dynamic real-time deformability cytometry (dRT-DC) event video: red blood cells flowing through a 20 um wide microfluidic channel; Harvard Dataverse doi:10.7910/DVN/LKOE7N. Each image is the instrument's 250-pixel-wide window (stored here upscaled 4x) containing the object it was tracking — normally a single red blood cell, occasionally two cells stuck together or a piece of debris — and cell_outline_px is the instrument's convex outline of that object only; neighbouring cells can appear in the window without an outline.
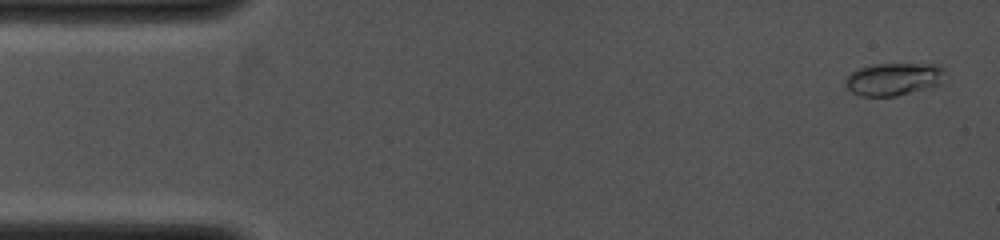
{"species": "common noctule bat (a hibernating species)", "species_latin": "Nyctalus noctula", "temperature_condition": "cold", "stored_images_in_passage": 38, "camera_frame_rate_fps": 4000, "um_per_image_px": 0.085, "animal": {"sex": "female", "body_mass_g": 19.0, "forearm_length_mm": 53.3}, "frame": {"image": 1, "passage_image": 1, "time_ms": 0.0, "image_size_px": [1000, 240], "cell_outline_px": [[948, 72], [940, 88], [896, 96], [860, 96], [852, 92], [844, 84], [844, 80], [856, 68], [872, 64], [940, 64]], "centroid_in_image_um": [76.09, 6.73], "position_along_channel_um": 8.9, "area_um2": 19.94}}
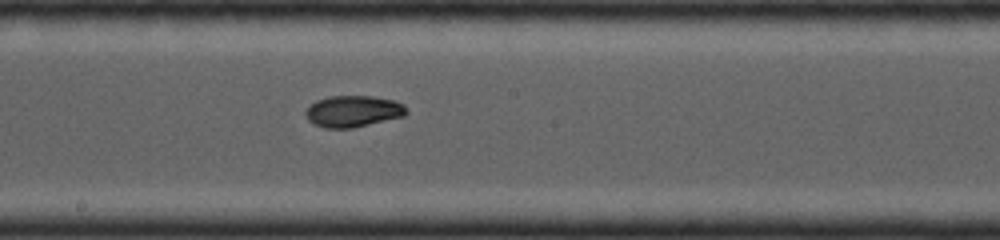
{"frame": {"image": 2, "passage_image": 21, "time_ms": 5.0, "image_size_px": [1000, 240], "cell_outline_px": [[408, 112], [404, 116], [352, 128], [324, 128], [312, 124], [308, 120], [304, 112], [316, 100], [328, 96], [372, 96], [392, 100], [404, 104], [408, 108]], "centroid_in_image_um": [30.01, 9.46], "position_along_channel_um": 218.2, "area_um2": 18.55}}
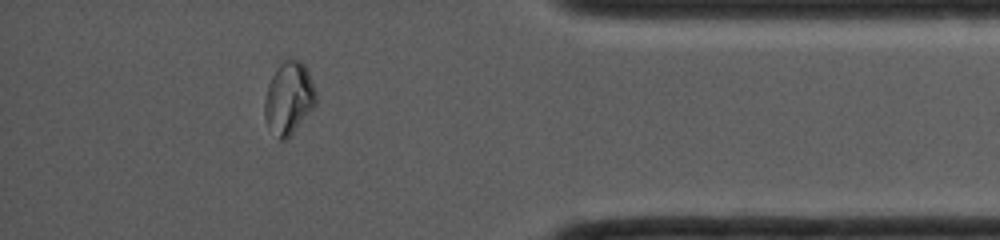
{"frame": {"image": 3, "passage_image": 34, "time_ms": 8.25, "image_size_px": [1000, 240], "cell_outline_px": [[316, 104], [292, 132], [284, 140], [280, 140], [268, 124], [264, 116], [264, 100], [268, 84], [280, 60], [288, 56], [292, 56], [300, 60], [304, 64], [308, 72], [316, 92]], "centroid_in_image_um": [24.54, 8.23], "position_along_channel_um": 410.7, "area_um2": 21.56}}